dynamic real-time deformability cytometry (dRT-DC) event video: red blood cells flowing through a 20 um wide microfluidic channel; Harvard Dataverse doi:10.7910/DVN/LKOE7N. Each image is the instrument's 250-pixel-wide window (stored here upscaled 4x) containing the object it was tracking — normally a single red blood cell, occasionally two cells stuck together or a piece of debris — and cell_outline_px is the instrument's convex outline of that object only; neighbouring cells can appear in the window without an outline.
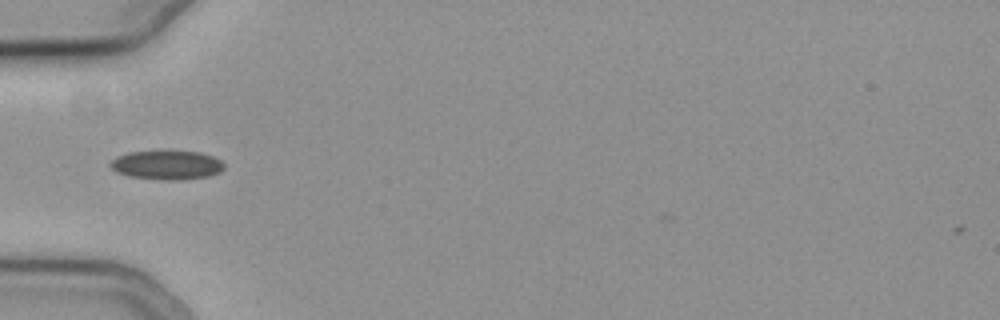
{"species": "common noctule bat (a hibernating species)", "species_latin": "Nyctalus noctula", "temperature_condition": "cold", "stored_images_in_passage": 38, "camera_frame_rate_fps": 3000, "um_per_image_px": 0.085, "animal": {"sex": "female", "body_mass_g": 19.3, "forearm_length_mm": 54.1}, "frame": {"image": 1, "passage_image": 1, "time_ms": 0.0, "image_size_px": [1000, 320], "cell_outline_px": [[224, 168], [220, 172], [208, 176], [180, 180], [156, 180], [128, 176], [116, 172], [108, 164], [116, 156], [128, 152], [200, 152], [212, 156], [220, 160], [224, 164]], "centroid_in_image_um": [14.15, 14.05], "position_along_channel_um": 70.8, "area_um2": 19.19}}
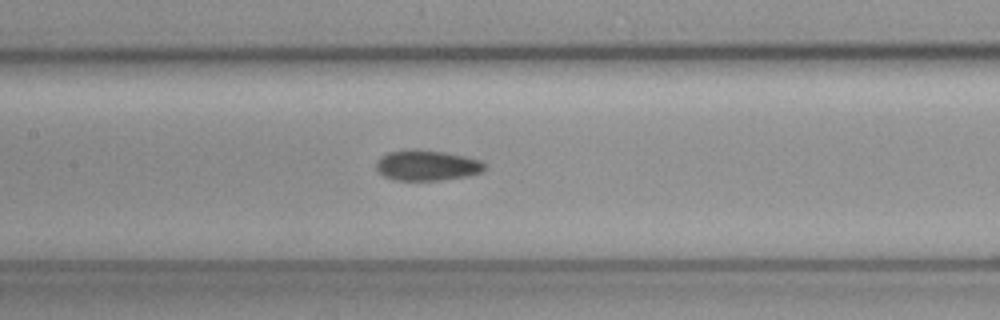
{"frame": {"image": 2, "passage_image": 9, "time_ms": 2.667, "image_size_px": [1000, 320], "cell_outline_px": [[488, 168], [484, 172], [468, 176], [440, 180], [396, 180], [384, 176], [376, 168], [376, 164], [388, 152], [408, 148], [416, 148], [444, 152], [464, 156], [480, 160], [488, 164]], "centroid_in_image_um": [36.37, 14.05], "position_along_channel_um": 171.0, "area_um2": 19.48}}
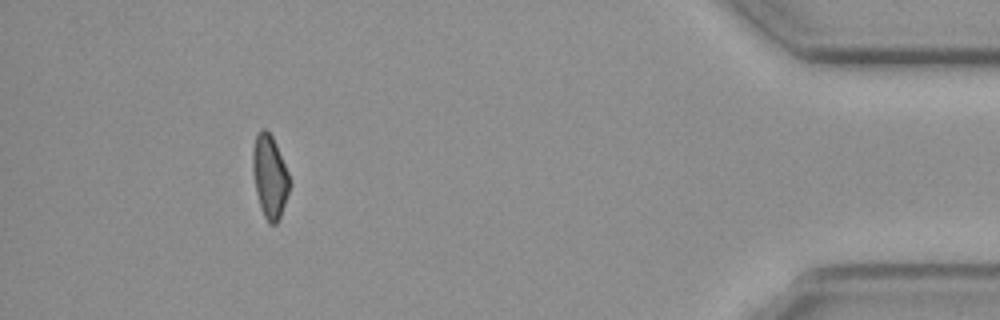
{"frame": {"image": 3, "passage_image": 33, "time_ms": 10.667, "image_size_px": [1000, 320], "cell_outline_px": [[288, 192], [280, 216], [276, 224], [268, 224], [264, 216], [256, 192], [252, 172], [252, 148], [256, 136], [264, 128], [272, 136], [276, 144], [288, 172]], "centroid_in_image_um": [22.9, 14.99], "position_along_channel_um": 412.3, "area_um2": 17.4}, "authors_computed_cell_mechanics": {"area_um2": 18.6405, "velocity_mm_per_s": 3.7632, "shape_relaxation_time_tau1_ms": null, "shape_relaxation_time_tau2_ms": 5.8312, "deformation_change_tau1": null, "deformation_change_tau2": 0.1047}}